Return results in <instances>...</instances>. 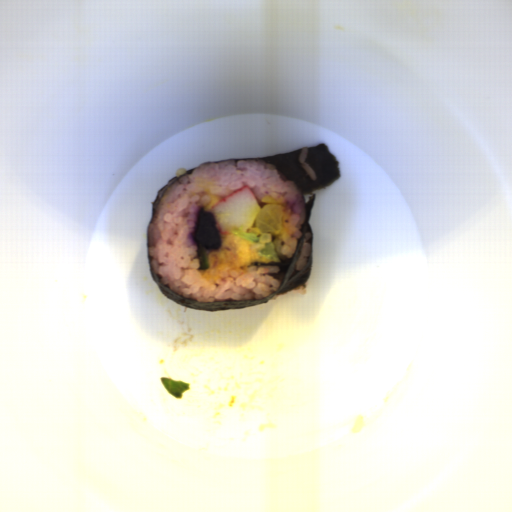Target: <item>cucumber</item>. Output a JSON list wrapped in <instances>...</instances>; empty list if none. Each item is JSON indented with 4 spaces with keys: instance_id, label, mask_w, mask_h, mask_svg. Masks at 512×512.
<instances>
[{
    "instance_id": "8b760119",
    "label": "cucumber",
    "mask_w": 512,
    "mask_h": 512,
    "mask_svg": "<svg viewBox=\"0 0 512 512\" xmlns=\"http://www.w3.org/2000/svg\"><path fill=\"white\" fill-rule=\"evenodd\" d=\"M211 249H206L202 245L196 246V259L199 261L198 271H204L210 268L209 253Z\"/></svg>"
},
{
    "instance_id": "586b57bf",
    "label": "cucumber",
    "mask_w": 512,
    "mask_h": 512,
    "mask_svg": "<svg viewBox=\"0 0 512 512\" xmlns=\"http://www.w3.org/2000/svg\"><path fill=\"white\" fill-rule=\"evenodd\" d=\"M259 253L263 256H268L270 260L278 261V254L276 252L275 244L273 242H266L264 247H259Z\"/></svg>"
},
{
    "instance_id": "888e309b",
    "label": "cucumber",
    "mask_w": 512,
    "mask_h": 512,
    "mask_svg": "<svg viewBox=\"0 0 512 512\" xmlns=\"http://www.w3.org/2000/svg\"><path fill=\"white\" fill-rule=\"evenodd\" d=\"M232 235H236L237 237H239L240 239L241 238H245V239H248L249 241H251L252 243H259L260 241V237H259V234L255 233L254 231H249V232H243L242 231V228H240L239 226L234 228L233 230V233Z\"/></svg>"
}]
</instances>
